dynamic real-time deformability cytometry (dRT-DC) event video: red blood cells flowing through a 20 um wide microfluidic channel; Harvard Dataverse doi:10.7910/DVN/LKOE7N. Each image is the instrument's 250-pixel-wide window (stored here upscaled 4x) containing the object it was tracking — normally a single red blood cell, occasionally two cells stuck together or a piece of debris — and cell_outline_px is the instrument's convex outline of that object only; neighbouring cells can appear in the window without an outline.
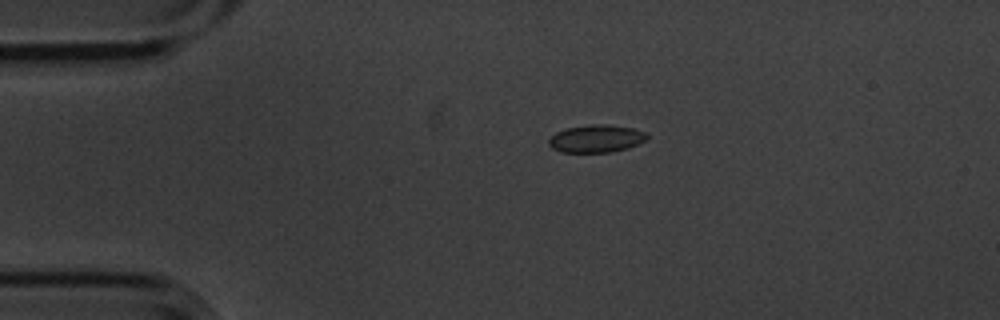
{"species": "common noctule bat (a hibernating species)", "species_latin": "Nyctalus noctula", "temperature_condition": "cold", "stored_images_in_passage": 3, "camera_frame_rate_fps": 3000, "um_per_image_px": 0.085, "animal": {"sex": "male", "body_mass_g": 20.1, "forearm_length_mm": 53.5}, "frame": {"image": 1, "passage_image": 1, "time_ms": 0.0, "image_size_px": [1000, 320], "cell_outline_px": [[648, 136], [644, 140], [628, 148], [612, 152], [560, 152], [552, 148], [548, 144], [548, 140], [556, 132], [564, 128], [592, 124], [608, 124], [632, 128], [644, 132]], "centroid_in_image_um": [50.63, 11.78], "position_along_channel_um": 34.4, "area_um2": 15.78}}